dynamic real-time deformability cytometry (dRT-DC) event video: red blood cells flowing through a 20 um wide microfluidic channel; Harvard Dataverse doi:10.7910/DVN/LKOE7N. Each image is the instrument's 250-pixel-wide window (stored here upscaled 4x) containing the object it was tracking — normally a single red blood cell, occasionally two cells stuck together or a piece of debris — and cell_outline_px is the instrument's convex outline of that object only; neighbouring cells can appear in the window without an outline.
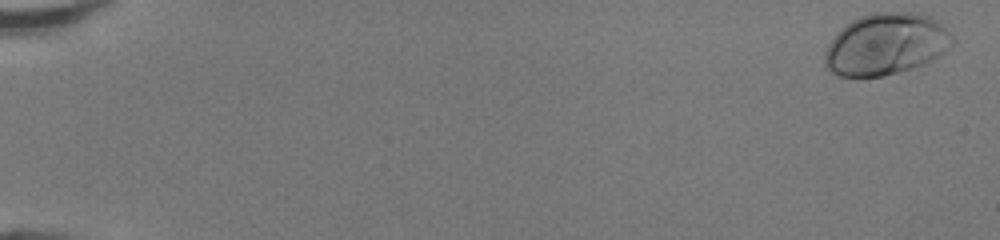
{"species": "human", "species_latin": "Homo sapiens", "temperature_condition": "room temperature", "stored_images_in_passage": 49, "camera_frame_rate_fps": 3000, "um_per_image_px": 0.085, "donor": {"sex": "female"}, "frame": {"image": 1, "passage_image": 1, "time_ms": 0.0, "image_size_px": [1000, 240], "cell_outline_px": [[956, 40], [940, 56], [924, 64], [900, 72], [884, 76], [836, 76], [828, 72], [824, 64], [824, 52], [828, 44], [840, 28], [852, 20], [860, 16], [872, 12], [916, 12], [940, 20]], "centroid_in_image_um": [75.31, 3.75], "position_along_channel_um": 9.7, "area_um2": 46.53}}
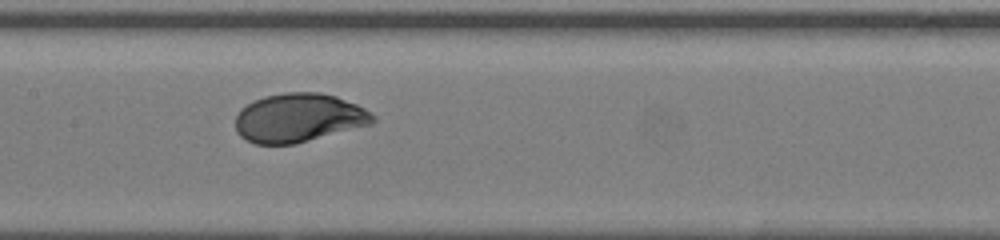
{"frame": {"image": 2, "passage_image": 26, "time_ms": 8.333, "image_size_px": [1000, 240], "cell_outline_px": [[376, 120], [372, 124], [296, 144], [256, 144], [240, 136], [236, 132], [236, 116], [240, 108], [264, 96], [284, 92], [320, 92], [336, 96], [356, 104], [364, 108], [376, 116]], "centroid_in_image_um": [25.4, 10.01], "position_along_channel_um": 182.0, "area_um2": 39.19}}
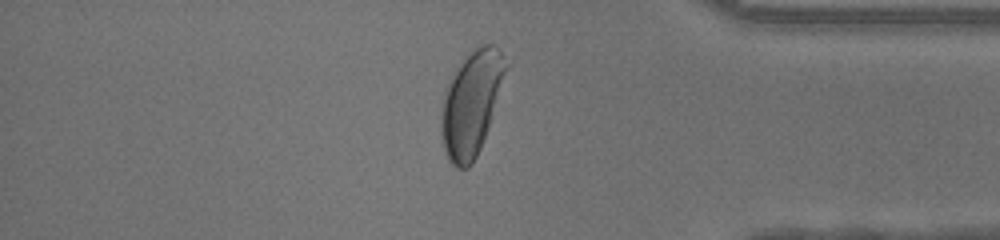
{"frame": {"image": 3, "passage_image": 42, "time_ms": 13.667, "image_size_px": [1000, 240], "cell_outline_px": [[512, 64], [488, 128], [480, 148], [472, 164], [468, 168], [456, 168], [448, 160], [444, 152], [440, 132], [440, 112], [444, 88], [452, 72], [472, 48], [476, 44], [492, 44], [512, 60]], "centroid_in_image_um": [40.09, 8.7], "position_along_channel_um": 395.1, "area_um2": 40.98}, "authors_computed_cell_mechanics": {"area_um2": 39.6508, "velocity_mm_per_s": 4.2884, "shape_relaxation_time_tau1_ms": 2.0989, "shape_relaxation_time_tau2_ms": null, "deformation_change_tau1": 0.1474, "deformation_change_tau2": null}}